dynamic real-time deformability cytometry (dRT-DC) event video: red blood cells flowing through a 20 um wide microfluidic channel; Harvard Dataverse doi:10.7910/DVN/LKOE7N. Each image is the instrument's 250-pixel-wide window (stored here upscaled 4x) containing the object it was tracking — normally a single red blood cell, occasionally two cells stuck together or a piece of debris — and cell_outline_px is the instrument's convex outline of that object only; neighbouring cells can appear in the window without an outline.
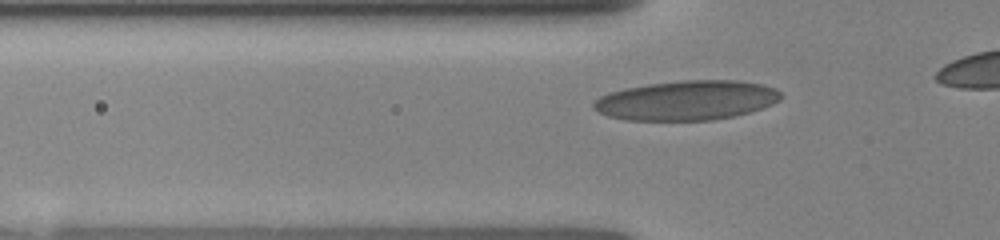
{"species": "human", "species_latin": "Homo sapiens", "temperature_condition": "room temperature", "stored_images_in_passage": 18, "camera_frame_rate_fps": 3000, "um_per_image_px": 0.085, "donor": {"sex": "female"}, "frame": {"image": 1, "passage_image": 5, "time_ms": 2.0, "image_size_px": [1000, 240], "cell_outline_px": [[780, 100], [772, 104], [736, 116], [712, 120], [624, 120], [608, 116], [592, 108], [592, 104], [600, 96], [624, 88], [648, 84], [684, 80], [736, 80], [764, 84], [776, 88], [780, 92]], "centroid_in_image_um": [58.37, 8.53], "position_along_channel_um": 67.4, "area_um2": 43.18}}
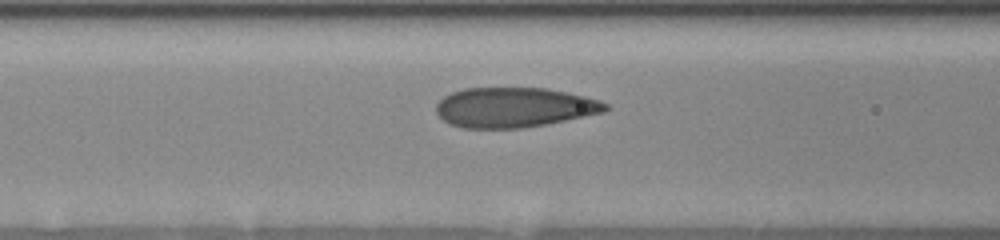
{"frame": {"image": 2, "passage_image": 10, "time_ms": 3.333, "image_size_px": [1000, 240], "cell_outline_px": [[608, 108], [604, 112], [544, 124], [520, 128], [464, 128], [452, 124], [444, 120], [436, 112], [436, 104], [444, 96], [452, 92], [464, 88], [544, 88], [584, 96], [600, 100], [608, 104]], "centroid_in_image_um": [43.68, 9.12], "position_along_channel_um": 122.9, "area_um2": 38.96}}
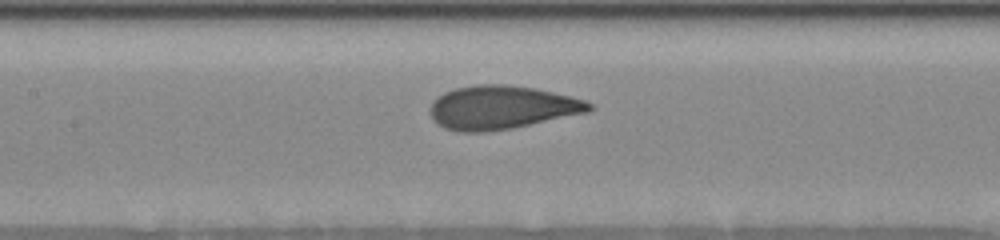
{"frame": {"image": 3, "passage_image": 14, "time_ms": 4.333, "image_size_px": [1000, 240], "cell_outline_px": [[592, 108], [588, 112], [512, 128], [484, 132], [460, 132], [444, 128], [432, 120], [432, 100], [444, 92], [456, 88], [476, 84], [508, 84], [536, 88], [584, 100], [592, 104]], "centroid_in_image_um": [42.61, 9.13], "position_along_channel_um": 164.8, "area_um2": 40.17}}